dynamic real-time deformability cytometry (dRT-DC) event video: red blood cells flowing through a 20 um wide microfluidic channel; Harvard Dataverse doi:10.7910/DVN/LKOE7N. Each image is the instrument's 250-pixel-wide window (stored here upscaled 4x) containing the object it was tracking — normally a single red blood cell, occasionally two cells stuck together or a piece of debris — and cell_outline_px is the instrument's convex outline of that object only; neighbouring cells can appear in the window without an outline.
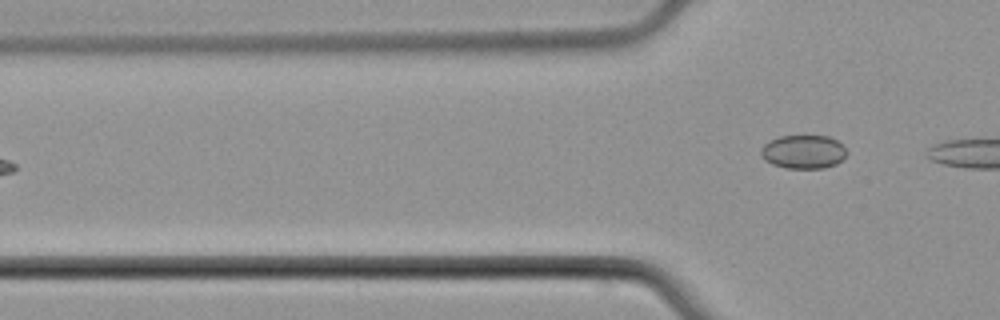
{"species": "common noctule bat (a hibernating species)", "species_latin": "Nyctalus noctula", "temperature_condition": "cold", "stored_images_in_passage": 6, "camera_frame_rate_fps": 3000, "um_per_image_px": 0.085, "animal": {"sex": "male", "body_mass_g": 21.5, "forearm_length_mm": 52.0}, "frame": {"image": 1, "passage_image": 6, "time_ms": 6.0, "image_size_px": [1000, 320], "cell_outline_px": [[848, 152], [836, 164], [824, 168], [788, 168], [772, 164], [764, 160], [760, 156], [760, 148], [764, 144], [780, 136], [828, 136], [836, 140]], "centroid_in_image_um": [68.25, 12.91], "position_along_channel_um": 57.5, "area_um2": 16.7}}